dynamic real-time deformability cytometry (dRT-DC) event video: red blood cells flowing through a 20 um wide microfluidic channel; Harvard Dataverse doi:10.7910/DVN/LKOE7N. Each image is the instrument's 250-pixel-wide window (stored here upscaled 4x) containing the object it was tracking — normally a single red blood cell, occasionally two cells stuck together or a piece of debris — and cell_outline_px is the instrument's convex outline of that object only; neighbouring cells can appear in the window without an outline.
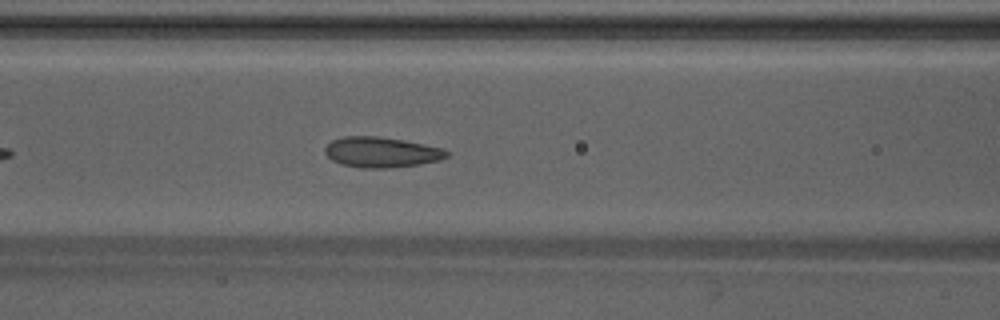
{"species": "Egyptian fruit bat (a non-hibernating species)", "species_latin": "Rousettus aegyptiacus", "temperature_condition": "warm", "stored_images_in_passage": 26, "camera_frame_rate_fps": 3000, "um_per_image_px": 0.085, "animal": {"sex": "male"}, "frame": {"image": 1, "passage_image": 9, "time_ms": 2.667, "image_size_px": [1000, 320], "cell_outline_px": [[452, 152], [448, 156], [440, 160], [420, 164], [392, 168], [364, 168], [340, 164], [332, 160], [324, 152], [324, 148], [332, 140], [344, 136], [376, 136], [404, 140], [424, 144], [440, 148]], "centroid_in_image_um": [32.42, 12.94], "position_along_channel_um": 134.2, "area_um2": 21.68}}
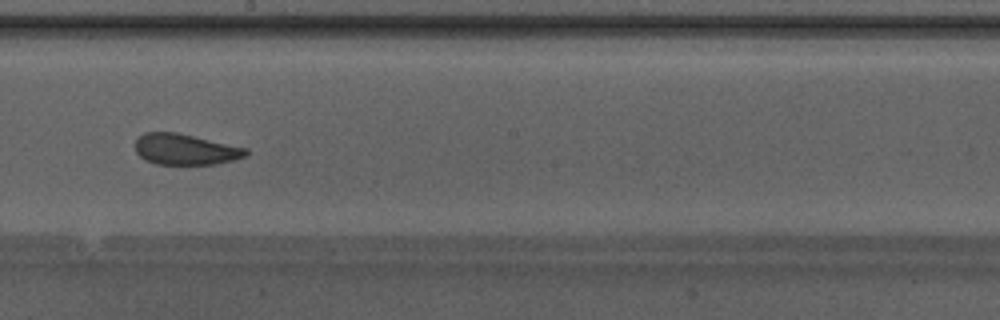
{"frame": {"image": 2, "passage_image": 16, "time_ms": 5.0, "image_size_px": [1000, 320], "cell_outline_px": [[248, 156], [216, 164], [156, 164], [144, 160], [136, 152], [136, 140], [144, 132], [176, 132], [248, 148]], "centroid_in_image_um": [15.76, 12.7], "position_along_channel_um": 232.4, "area_um2": 19.94}}
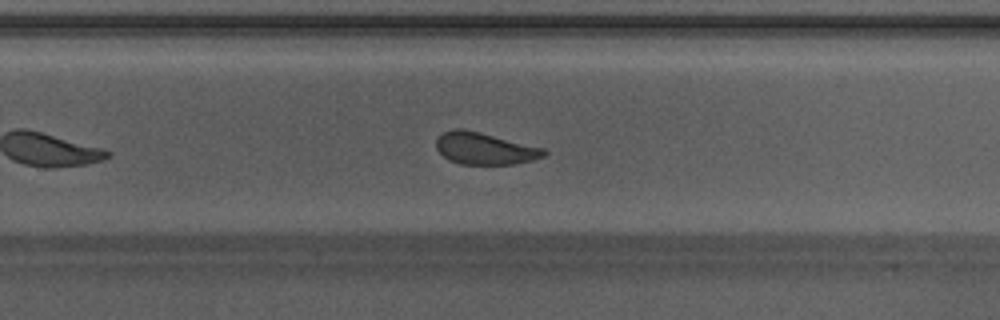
{"frame": {"image": 3, "passage_image": 20, "time_ms": 6.333, "image_size_px": [1000, 320], "cell_outline_px": [[548, 152], [544, 156], [532, 160], [516, 164], [460, 164], [448, 160], [436, 148], [436, 140], [444, 132], [456, 128], [460, 128], [480, 132], [544, 148]], "centroid_in_image_um": [41.21, 12.63], "position_along_channel_um": 288.6, "area_um2": 19.94}, "authors_computed_cell_mechanics": {"area_um2": 21.0103, "velocity_mm_per_s": 4.2234, "shape_relaxation_time_tau1_ms": 6.5336, "shape_relaxation_time_tau2_ms": 1.3347, "deformation_change_tau1": 0.1392, "deformation_change_tau2": 0.0755}}